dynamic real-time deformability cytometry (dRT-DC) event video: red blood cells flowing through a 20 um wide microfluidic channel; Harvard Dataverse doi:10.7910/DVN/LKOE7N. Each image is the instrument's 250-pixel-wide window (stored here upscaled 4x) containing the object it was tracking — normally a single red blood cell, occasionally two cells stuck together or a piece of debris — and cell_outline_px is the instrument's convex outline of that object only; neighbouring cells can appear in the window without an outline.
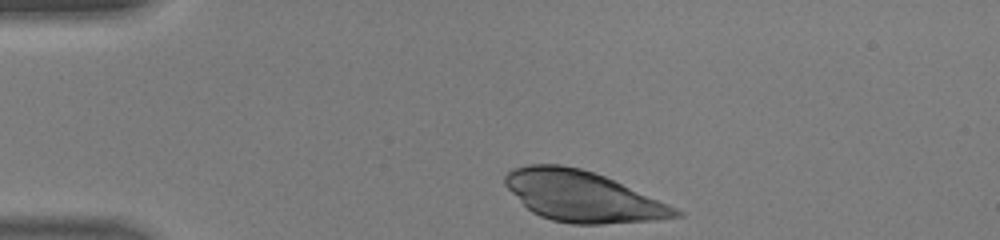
{"species": "human", "species_latin": "Homo sapiens", "temperature_condition": "warm", "stored_images_in_passage": 31, "camera_frame_rate_fps": 3000, "um_per_image_px": 0.085, "donor": {"sex": "male"}, "frame": {"image": 1, "passage_image": 1, "time_ms": 0.0, "image_size_px": [1000, 240], "cell_outline_px": [[684, 216], [656, 220], [600, 224], [572, 224], [552, 220], [540, 216], [532, 212], [504, 184], [504, 176], [512, 168], [528, 164], [560, 164], [580, 168], [604, 176], [668, 204], [684, 212]], "centroid_in_image_um": [49.51, 16.69], "position_along_channel_um": 35.5, "area_um2": 49.88}}
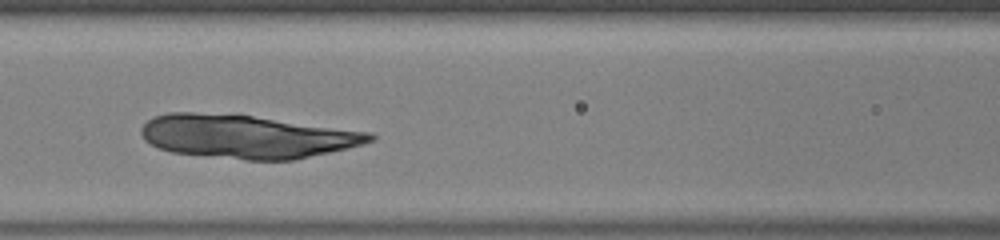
{"frame": {"image": 2, "passage_image": 12, "time_ms": 3.667, "image_size_px": [1000, 240], "cell_outline_px": [[376, 136], [372, 140], [364, 144], [348, 148], [296, 160], [248, 160], [172, 152], [160, 148], [144, 140], [140, 132], [140, 128], [152, 116], [168, 112], [236, 112], [372, 132]], "centroid_in_image_um": [21.0, 11.56], "position_along_channel_um": 145.6, "area_um2": 59.13}}
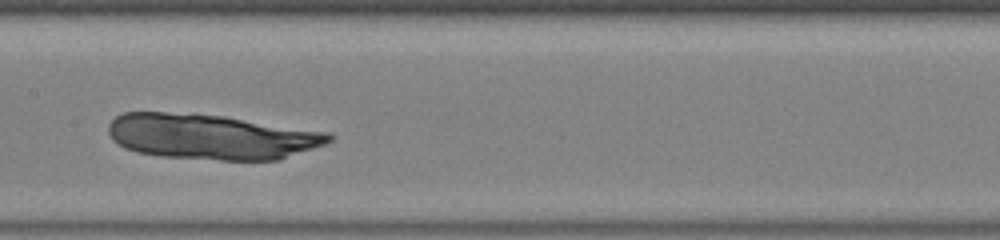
{"frame": {"image": 3, "passage_image": 15, "time_ms": 4.667, "image_size_px": [1000, 240], "cell_outline_px": [[332, 140], [324, 144], [280, 160], [220, 160], [160, 156], [136, 152], [124, 148], [112, 140], [108, 132], [108, 124], [116, 116], [124, 112], [196, 112], [224, 116], [332, 132]], "centroid_in_image_um": [17.95, 11.6], "position_along_channel_um": 189.5, "area_um2": 58.9}}